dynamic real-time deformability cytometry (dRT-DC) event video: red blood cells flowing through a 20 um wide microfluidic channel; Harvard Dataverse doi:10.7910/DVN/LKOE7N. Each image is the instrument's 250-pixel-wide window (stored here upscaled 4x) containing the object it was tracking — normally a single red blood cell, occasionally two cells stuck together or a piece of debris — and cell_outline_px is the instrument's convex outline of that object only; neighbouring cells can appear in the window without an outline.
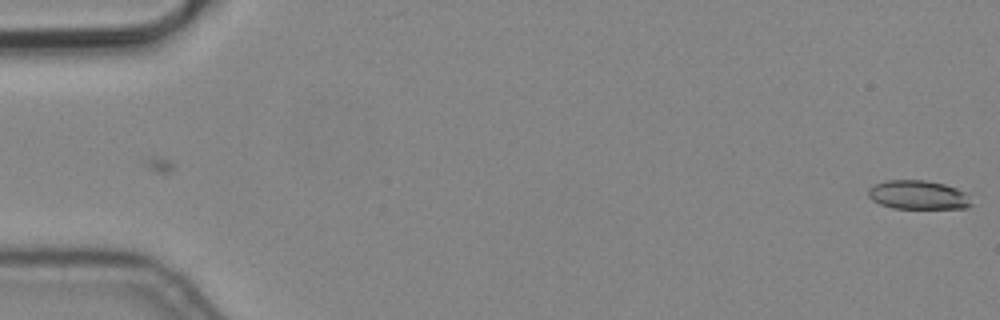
{"species": "common noctule bat (a hibernating species)", "species_latin": "Nyctalus noctula", "temperature_condition": "cold", "stored_images_in_passage": 2, "camera_frame_rate_fps": 3000, "um_per_image_px": 0.085, "animal": {"sex": "male", "body_mass_g": 19.2, "forearm_length_mm": 51.8}, "frame": {"image": 1, "passage_image": 2, "time_ms": 0.333, "image_size_px": [1000, 320], "cell_outline_px": [[972, 204], [968, 208], [892, 208], [880, 204], [872, 200], [868, 196], [868, 188], [876, 184], [888, 180], [924, 180], [944, 184], [956, 188], [964, 192]], "centroid_in_image_um": [78.01, 16.57], "position_along_channel_um": 7.0, "area_um2": 17.22}}